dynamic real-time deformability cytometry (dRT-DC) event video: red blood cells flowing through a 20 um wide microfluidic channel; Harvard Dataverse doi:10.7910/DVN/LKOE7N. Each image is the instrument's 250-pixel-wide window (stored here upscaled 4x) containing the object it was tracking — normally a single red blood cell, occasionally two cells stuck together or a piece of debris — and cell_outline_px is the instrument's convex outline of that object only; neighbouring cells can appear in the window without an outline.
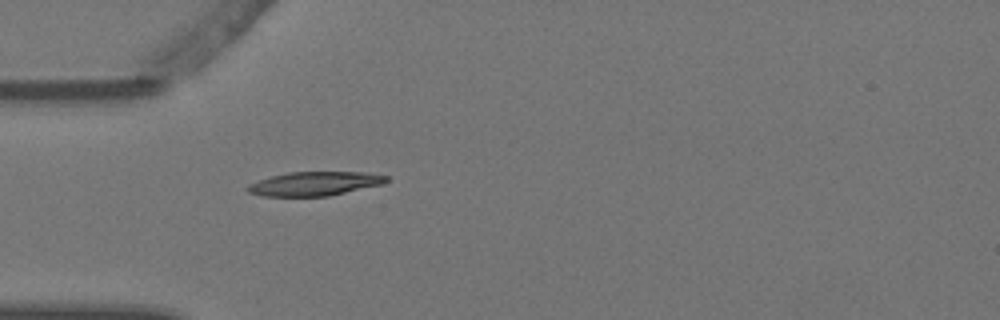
{"species": "Egyptian fruit bat (a non-hibernating species)", "species_latin": "Rousettus aegyptiacus", "temperature_condition": "warm", "stored_images_in_passage": 1, "camera_frame_rate_fps": 3000, "um_per_image_px": 0.085, "animal": {"sex": "female"}, "frame": {"image": 1, "passage_image": 1, "time_ms": 0.0, "image_size_px": [1000, 320], "cell_outline_px": [[388, 180], [384, 184], [328, 196], [264, 196], [248, 192], [244, 188], [260, 180], [272, 176], [288, 172], [368, 172], [388, 176]], "centroid_in_image_um": [26.79, 15.61], "position_along_channel_um": 58.2, "area_um2": 19.31}}